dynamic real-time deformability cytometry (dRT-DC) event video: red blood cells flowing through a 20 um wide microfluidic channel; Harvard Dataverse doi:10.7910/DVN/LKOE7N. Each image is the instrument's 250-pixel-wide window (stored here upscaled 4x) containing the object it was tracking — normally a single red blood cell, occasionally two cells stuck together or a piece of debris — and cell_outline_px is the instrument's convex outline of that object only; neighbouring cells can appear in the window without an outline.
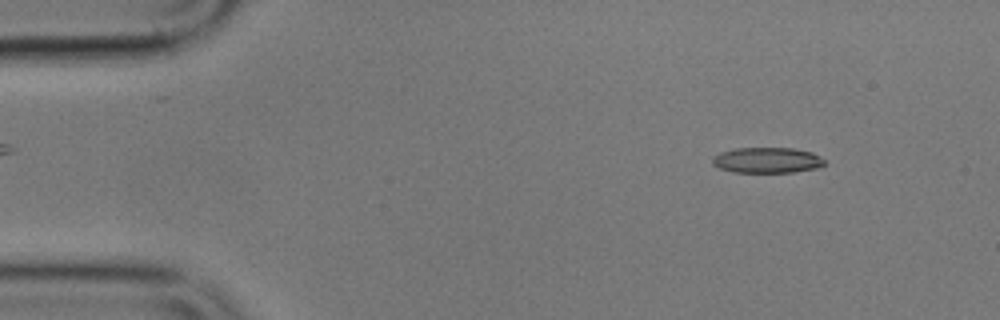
{"species": "common noctule bat (a hibernating species)", "species_latin": "Nyctalus noctula", "temperature_condition": "cold", "stored_images_in_passage": 56, "camera_frame_rate_fps": 3000, "um_per_image_px": 0.085, "animal": {"sex": "male", "body_mass_g": 17.9}, "frame": {"image": 1, "passage_image": 6, "time_ms": 1.667, "image_size_px": [1000, 320], "cell_outline_px": [[824, 164], [820, 168], [792, 172], [732, 172], [720, 168], [712, 164], [712, 156], [720, 152], [736, 148], [792, 148], [812, 152], [820, 156], [824, 160]], "centroid_in_image_um": [65.2, 13.61], "position_along_channel_um": 19.8, "area_um2": 16.82}}
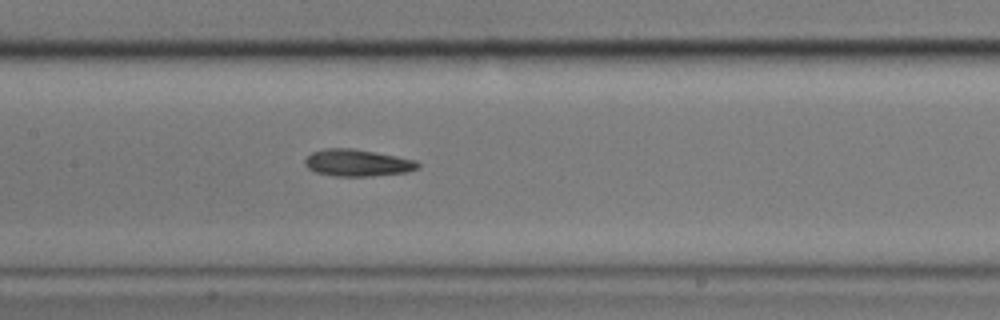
{"frame": {"image": 2, "passage_image": 26, "time_ms": 8.333, "image_size_px": [1000, 320], "cell_outline_px": [[420, 168], [408, 172], [372, 176], [336, 176], [316, 172], [308, 168], [304, 164], [304, 160], [312, 152], [324, 148], [352, 148], [376, 152], [416, 160], [420, 164]], "centroid_in_image_um": [30.4, 13.84], "position_along_channel_um": 177.0, "area_um2": 17.8}}
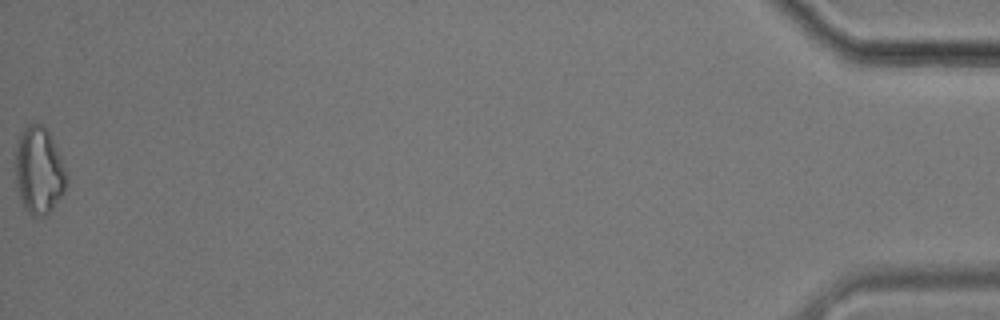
{"frame": {"image": 3, "passage_image": 56, "time_ms": 18.333, "image_size_px": [1000, 320], "cell_outline_px": [[68, 184], [64, 192], [52, 208], [44, 216], [32, 216], [24, 208], [16, 184], [16, 148], [20, 136], [24, 128], [28, 124], [40, 124], [48, 128], [60, 156], [68, 176]], "centroid_in_image_um": [3.33, 14.49], "position_along_channel_um": 431.9, "area_um2": 25.84}, "authors_computed_cell_mechanics": {"area_um2": 17.6579, "velocity_mm_per_s": 3.5345, "shape_relaxation_time_tau1_ms": 5.7513, "shape_relaxation_time_tau2_ms": 3.2158, "deformation_change_tau1": 0.1406, "deformation_change_tau2": 0.1056}}